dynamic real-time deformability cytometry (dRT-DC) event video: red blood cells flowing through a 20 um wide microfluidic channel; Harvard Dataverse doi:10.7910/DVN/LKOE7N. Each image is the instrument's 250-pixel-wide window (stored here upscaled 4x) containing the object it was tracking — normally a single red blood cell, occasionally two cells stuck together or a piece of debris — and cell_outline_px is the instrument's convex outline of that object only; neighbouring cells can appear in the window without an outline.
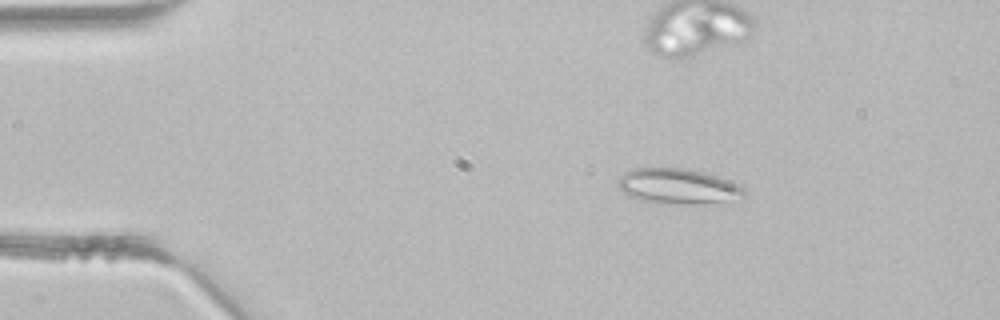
{"species": "common noctule bat (a hibernating species)", "species_latin": "Nyctalus noctula", "temperature_condition": "room temperature", "stored_images_in_passage": 2, "camera_frame_rate_fps": 3000, "um_per_image_px": 0.085, "animal": {"sex": "male", "body_mass_g": 21.5, "forearm_length_mm": 52.0}, "frame": {"image": 1, "passage_image": 1, "time_ms": 0.0, "image_size_px": [1000, 320], "cell_outline_px": [[748, 192], [744, 196], [724, 200], [700, 204], [668, 204], [640, 200], [628, 196], [616, 184], [616, 180], [624, 172], [632, 168], [688, 168], [704, 172], [716, 176], [744, 188]], "centroid_in_image_um": [57.54, 15.82], "position_along_channel_um": 27.5, "area_um2": 25.89}}